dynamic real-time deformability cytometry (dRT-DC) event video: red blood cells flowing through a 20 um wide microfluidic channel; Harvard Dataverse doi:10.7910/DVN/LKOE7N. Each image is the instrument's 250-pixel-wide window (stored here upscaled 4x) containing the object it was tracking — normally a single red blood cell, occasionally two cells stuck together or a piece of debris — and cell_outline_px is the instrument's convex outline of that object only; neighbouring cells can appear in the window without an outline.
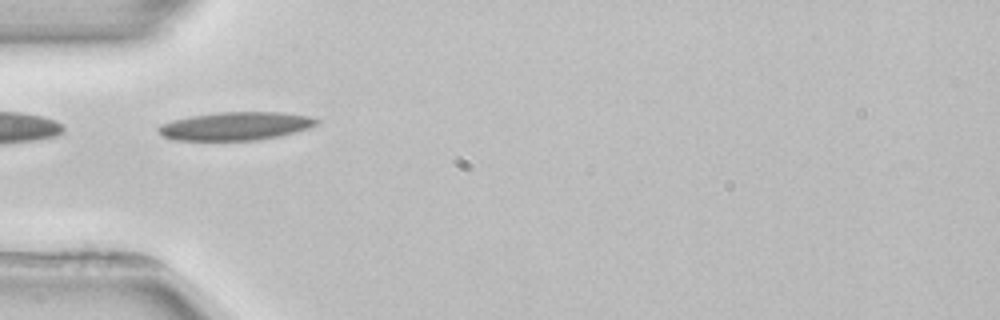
{"species": "common noctule bat (a hibernating species)", "species_latin": "Nyctalus noctula", "temperature_condition": "room temperature", "stored_images_in_passage": 4, "camera_frame_rate_fps": 3000, "um_per_image_px": 0.085, "animal": {"sex": "female", "body_mass_g": 22.7, "forearm_length_mm": 54.2}, "frame": {"image": 1, "passage_image": 3, "time_ms": 2.667, "image_size_px": [1000, 320], "cell_outline_px": [[320, 120], [316, 124], [308, 128], [280, 136], [256, 140], [176, 140], [164, 136], [156, 132], [156, 128], [160, 124], [192, 116], [216, 112], [284, 112], [308, 116]], "centroid_in_image_um": [20.02, 10.71], "position_along_channel_um": 65.0, "area_um2": 25.89}}